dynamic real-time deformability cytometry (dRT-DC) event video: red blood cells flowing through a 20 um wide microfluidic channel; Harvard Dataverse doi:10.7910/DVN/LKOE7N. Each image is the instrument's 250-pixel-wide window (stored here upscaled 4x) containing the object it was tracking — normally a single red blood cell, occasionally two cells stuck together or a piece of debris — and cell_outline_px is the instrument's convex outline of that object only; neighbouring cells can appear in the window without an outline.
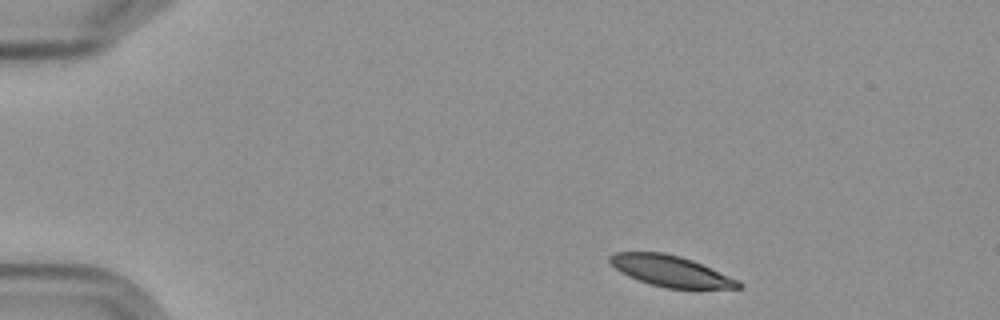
{"species": "Egyptian fruit bat (a non-hibernating species)", "species_latin": "Rousettus aegyptiacus", "temperature_condition": "cold", "stored_images_in_passage": 6, "camera_frame_rate_fps": 3000, "um_per_image_px": 0.085, "frame": {"image": 1, "passage_image": 1, "time_ms": 0.0, "image_size_px": [1000, 320], "cell_outline_px": [[744, 288], [664, 288], [648, 284], [628, 276], [620, 272], [608, 260], [608, 256], [616, 252], [664, 252], [680, 256], [692, 260], [736, 280], [744, 284]], "centroid_in_image_um": [56.95, 23.04], "position_along_channel_um": 28.0, "area_um2": 22.95}}
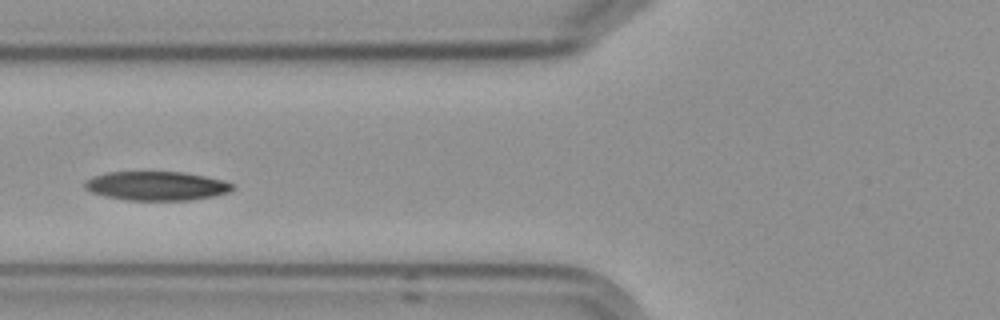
{"frame": {"image": 2, "passage_image": 5, "time_ms": 4.667, "image_size_px": [1000, 320], "cell_outline_px": [[236, 188], [228, 192], [212, 196], [192, 200], [128, 200], [104, 196], [92, 192], [84, 188], [84, 180], [92, 176], [108, 172], [184, 172], [224, 180], [236, 184]], "centroid_in_image_um": [13.31, 15.8], "position_along_channel_um": 112.5, "area_um2": 25.14}}
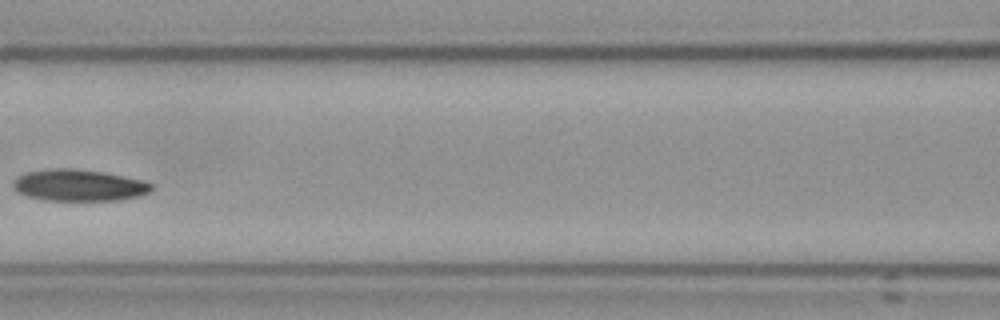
{"frame": {"image": 3, "passage_image": 6, "time_ms": 6.0, "image_size_px": [1000, 320], "cell_outline_px": [[152, 188], [148, 192], [140, 196], [116, 200], [44, 200], [28, 196], [20, 192], [12, 184], [20, 176], [28, 172], [56, 168], [72, 168], [100, 172], [140, 180], [152, 184]], "centroid_in_image_um": [6.72, 15.76], "position_along_channel_um": 159.9, "area_um2": 24.74}}